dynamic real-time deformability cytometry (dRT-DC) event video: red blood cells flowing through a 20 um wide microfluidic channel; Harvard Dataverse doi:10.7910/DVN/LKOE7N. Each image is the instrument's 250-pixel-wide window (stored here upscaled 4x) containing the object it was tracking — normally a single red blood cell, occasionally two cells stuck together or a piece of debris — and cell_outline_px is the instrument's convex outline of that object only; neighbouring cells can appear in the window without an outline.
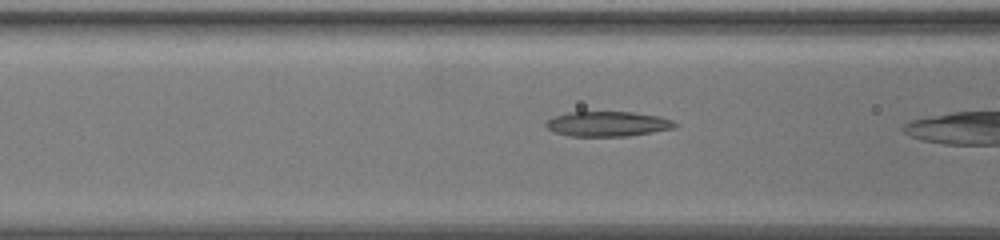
{"species": "common noctule bat (a hibernating species)", "species_latin": "Nyctalus noctula", "temperature_condition": "warm", "stored_images_in_passage": 6, "camera_frame_rate_fps": 3000, "um_per_image_px": 0.085, "animal": {"sex": "female", "body_mass_g": 19.5, "forearm_length_mm": 54.1}, "frame": {"image": 1, "passage_image": 5, "time_ms": 1.333, "image_size_px": [1000, 240], "cell_outline_px": [[676, 128], [628, 136], [572, 136], [556, 132], [548, 128], [544, 124], [548, 120], [556, 116], [568, 112], [632, 112], [660, 116], [672, 120], [676, 124]], "centroid_in_image_um": [51.68, 10.53], "position_along_channel_um": 114.9, "area_um2": 18.61}}